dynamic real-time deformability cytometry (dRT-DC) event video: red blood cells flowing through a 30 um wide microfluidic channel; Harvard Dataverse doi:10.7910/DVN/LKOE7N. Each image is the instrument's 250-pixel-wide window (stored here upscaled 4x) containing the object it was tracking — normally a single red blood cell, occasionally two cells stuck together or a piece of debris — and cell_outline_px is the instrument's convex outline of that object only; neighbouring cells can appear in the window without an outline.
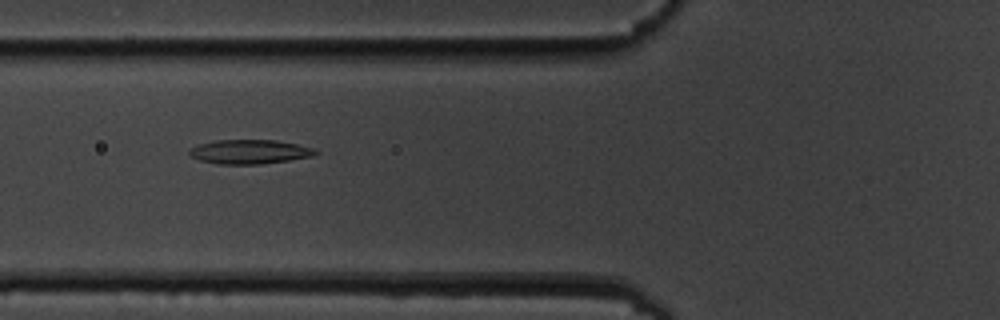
{"species": "common noctule bat (a hibernating species)", "species_latin": "Nyctalus noctula", "temperature_condition": "cold", "stored_images_in_passage": 3, "camera_frame_rate_fps": 3000, "um_per_image_px": 0.085, "animal": {"sex": "male", "body_mass_g": 19.5, "forearm_length_mm": 54.6}, "frame": {"image": 1, "passage_image": 2, "time_ms": 1.333, "image_size_px": [1000, 320], "cell_outline_px": [[320, 152], [312, 156], [288, 160], [260, 164], [216, 164], [200, 160], [188, 156], [188, 148], [200, 144], [216, 140], [276, 140], [296, 144], [312, 148]], "centroid_in_image_um": [21.16, 12.9], "position_along_channel_um": 104.6, "area_um2": 17.8}}
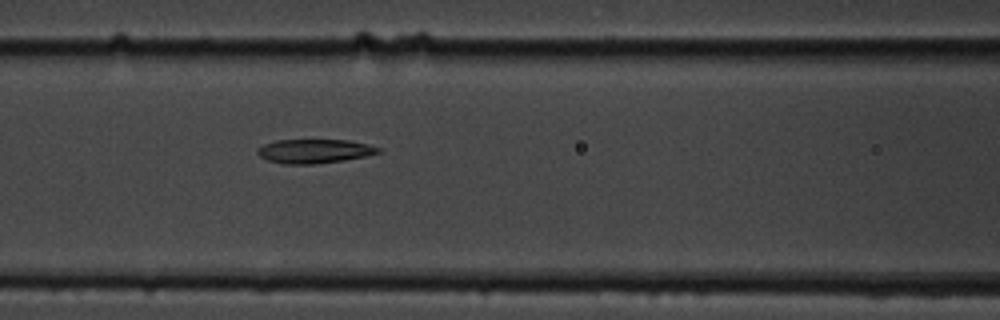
{"frame": {"image": 2, "passage_image": 3, "time_ms": 2.333, "image_size_px": [1000, 320], "cell_outline_px": [[380, 152], [364, 156], [344, 160], [316, 164], [284, 164], [268, 160], [260, 156], [256, 152], [256, 148], [264, 144], [276, 140], [348, 140], [368, 144], [380, 148]], "centroid_in_image_um": [26.69, 12.84], "position_along_channel_um": 139.9, "area_um2": 16.88}}